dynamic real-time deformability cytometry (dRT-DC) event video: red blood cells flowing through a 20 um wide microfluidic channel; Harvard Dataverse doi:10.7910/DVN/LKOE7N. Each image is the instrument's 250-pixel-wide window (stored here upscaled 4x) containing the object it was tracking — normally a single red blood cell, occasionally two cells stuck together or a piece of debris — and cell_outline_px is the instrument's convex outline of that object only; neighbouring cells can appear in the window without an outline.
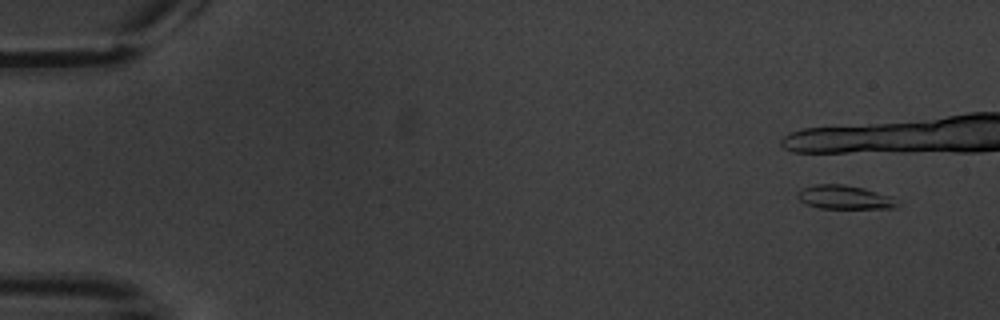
{"species": "common noctule bat (a hibernating species)", "species_latin": "Nyctalus noctula", "temperature_condition": "warm", "stored_images_in_passage": 7, "camera_frame_rate_fps": 3000, "um_per_image_px": 0.085, "animal": {"sex": "male", "body_mass_g": 20.1, "forearm_length_mm": 53.5}, "frame": {"image": 1, "passage_image": 1, "time_ms": 0.0, "image_size_px": [1000, 320], "cell_outline_px": [[900, 204], [896, 208], [820, 208], [804, 204], [796, 196], [796, 192], [800, 188], [816, 184], [844, 184], [864, 188], [892, 196]], "centroid_in_image_um": [71.76, 16.76], "position_along_channel_um": 13.2, "area_um2": 14.05}}